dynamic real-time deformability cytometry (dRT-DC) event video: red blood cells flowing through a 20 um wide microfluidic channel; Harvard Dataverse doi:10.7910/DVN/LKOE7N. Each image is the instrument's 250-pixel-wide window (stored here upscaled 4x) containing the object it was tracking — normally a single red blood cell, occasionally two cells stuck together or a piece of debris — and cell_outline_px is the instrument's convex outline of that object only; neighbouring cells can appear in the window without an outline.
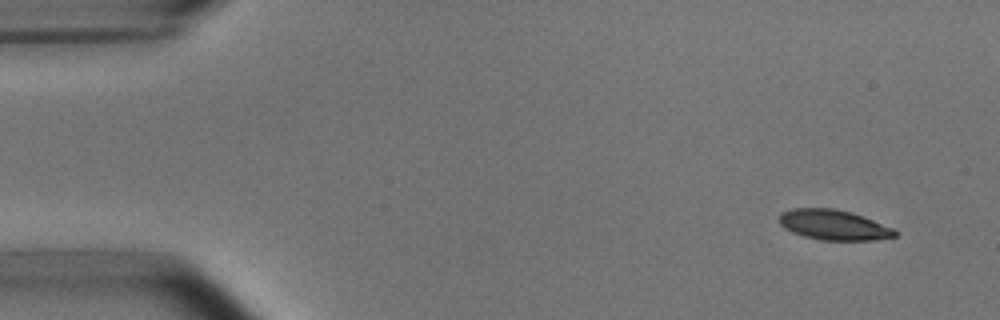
{"species": "common noctule bat (a hibernating species)", "species_latin": "Nyctalus noctula", "temperature_condition": "room temperature", "stored_images_in_passage": 8, "camera_frame_rate_fps": 3000, "um_per_image_px": 0.085, "animal": {"sex": "male", "body_mass_g": 15.6}, "frame": {"image": 1, "passage_image": 1, "time_ms": 0.0, "image_size_px": [1000, 320], "cell_outline_px": [[896, 236], [872, 240], [820, 240], [804, 236], [792, 232], [784, 228], [780, 224], [780, 212], [792, 208], [832, 208], [852, 212], [864, 216], [896, 228]], "centroid_in_image_um": [70.88, 19.11], "position_along_channel_um": 14.1, "area_um2": 20.52}}
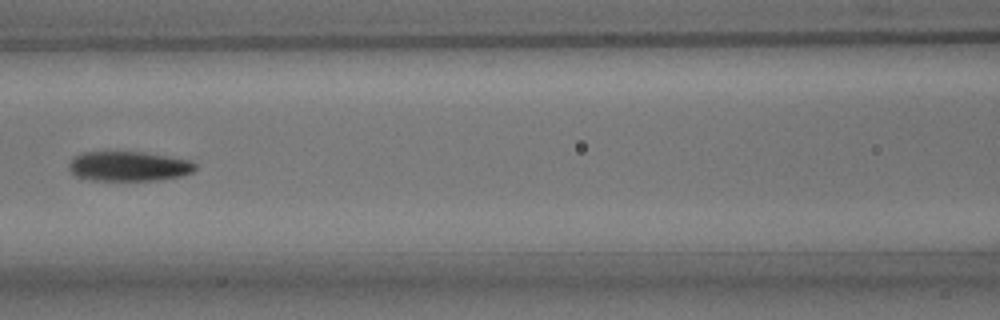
{"frame": {"image": 2, "passage_image": 6, "time_ms": 6.667, "image_size_px": [1000, 320], "cell_outline_px": [[196, 168], [192, 172], [180, 176], [160, 180], [92, 180], [72, 176], [68, 168], [68, 164], [80, 152], [144, 152], [192, 160], [196, 164]], "centroid_in_image_um": [10.93, 14.13], "position_along_channel_um": 155.7, "area_um2": 22.08}}
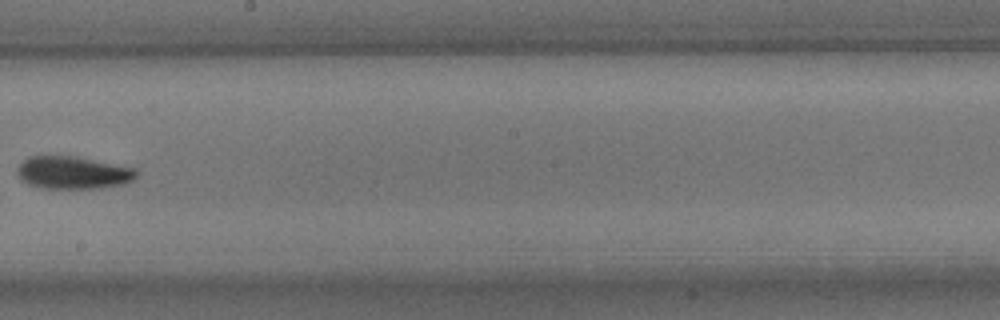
{"frame": {"image": 3, "passage_image": 8, "time_ms": 9.0, "image_size_px": [1000, 320], "cell_outline_px": [[140, 172], [132, 180], [124, 184], [100, 188], [40, 188], [28, 184], [20, 180], [16, 172], [16, 168], [28, 156], [40, 152], [44, 152], [76, 156], [136, 168]], "centroid_in_image_um": [6.13, 14.62], "position_along_channel_um": 242.1, "area_um2": 23.64}}